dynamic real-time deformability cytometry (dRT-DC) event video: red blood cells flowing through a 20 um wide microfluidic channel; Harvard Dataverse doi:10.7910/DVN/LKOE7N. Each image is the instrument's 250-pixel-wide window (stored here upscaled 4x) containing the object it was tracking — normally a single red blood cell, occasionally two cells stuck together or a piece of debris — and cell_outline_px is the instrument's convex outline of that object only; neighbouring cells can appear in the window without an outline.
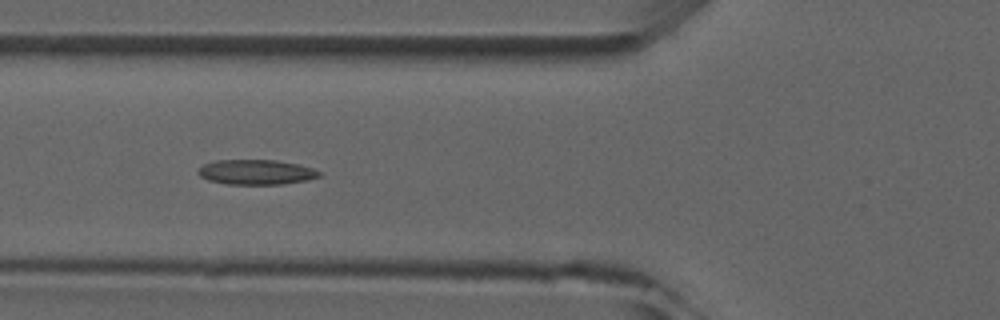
{"species": "common noctule bat (a hibernating species)", "species_latin": "Nyctalus noctula", "temperature_condition": "room temperature", "stored_images_in_passage": 6, "camera_frame_rate_fps": 3000, "um_per_image_px": 0.085, "animal": {"sex": "male", "forearm_length_mm": 52.5}, "frame": {"image": 1, "passage_image": 4, "time_ms": 3.333, "image_size_px": [1000, 320], "cell_outline_px": [[324, 172], [320, 176], [308, 180], [284, 184], [228, 184], [208, 180], [200, 176], [196, 172], [204, 164], [216, 160], [276, 160], [300, 164]], "centroid_in_image_um": [21.82, 14.63], "position_along_channel_um": 104.0, "area_um2": 17.74}}
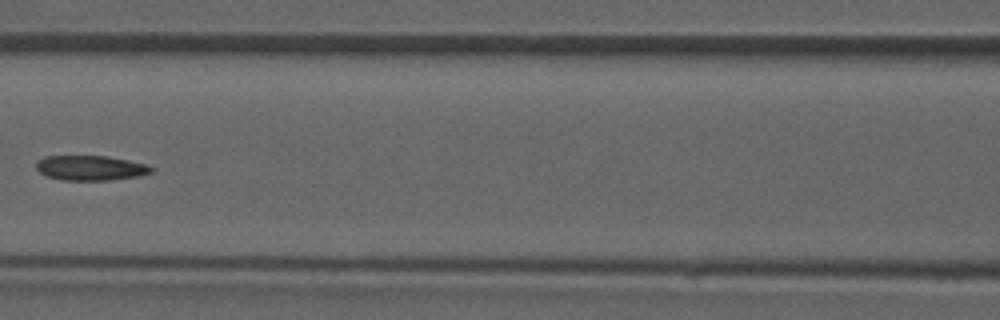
{"frame": {"image": 2, "passage_image": 5, "time_ms": 4.667, "image_size_px": [1000, 320], "cell_outline_px": [[152, 172], [136, 176], [108, 180], [60, 180], [44, 176], [36, 168], [36, 160], [44, 156], [108, 156], [128, 160], [144, 164], [152, 168]], "centroid_in_image_um": [7.6, 14.27], "position_along_channel_um": 159.0, "area_um2": 16.65}}